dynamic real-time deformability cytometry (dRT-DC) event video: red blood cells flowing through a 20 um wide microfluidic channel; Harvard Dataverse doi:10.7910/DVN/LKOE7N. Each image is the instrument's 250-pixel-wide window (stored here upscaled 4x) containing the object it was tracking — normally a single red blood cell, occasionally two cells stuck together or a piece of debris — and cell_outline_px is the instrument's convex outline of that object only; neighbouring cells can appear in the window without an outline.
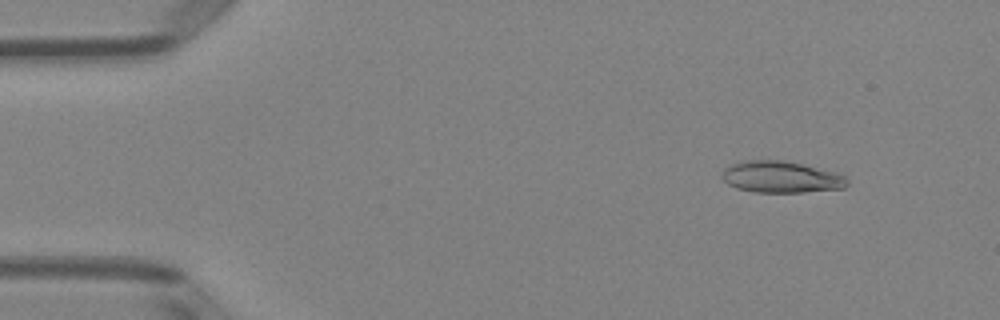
{"species": "Egyptian fruit bat (a non-hibernating species)", "species_latin": "Rousettus aegyptiacus", "temperature_condition": "room temperature", "stored_images_in_passage": 48, "camera_frame_rate_fps": 3000, "um_per_image_px": 0.085, "animal": {"sex": "female"}, "frame": {"image": 1, "passage_image": 3, "time_ms": 0.667, "image_size_px": [1000, 320], "cell_outline_px": [[848, 184], [844, 188], [804, 192], [752, 192], [736, 188], [728, 184], [724, 180], [724, 168], [732, 164], [748, 160], [784, 160], [804, 164], [836, 172], [844, 176], [848, 180]], "centroid_in_image_um": [66.42, 15.04], "position_along_channel_um": 18.6, "area_um2": 23.0}}
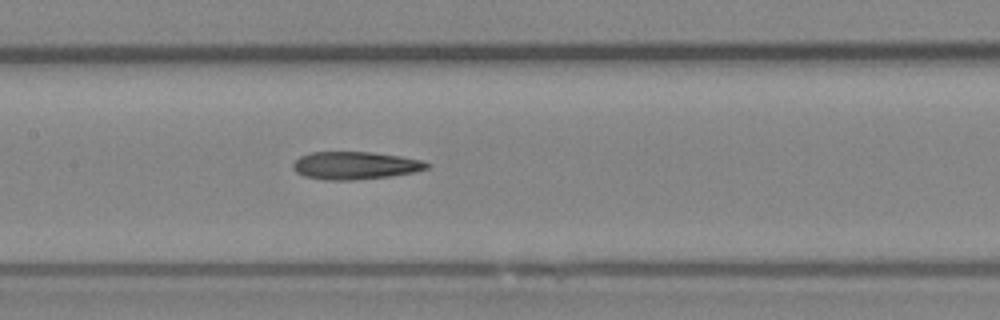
{"frame": {"image": 2, "passage_image": 22, "time_ms": 7.0, "image_size_px": [1000, 320], "cell_outline_px": [[432, 164], [428, 168], [412, 172], [388, 176], [352, 180], [324, 180], [304, 176], [296, 172], [292, 168], [292, 164], [300, 156], [312, 152], [372, 152], [400, 156], [424, 160]], "centroid_in_image_um": [30.18, 14.06], "position_along_channel_um": 177.2, "area_um2": 21.62}}
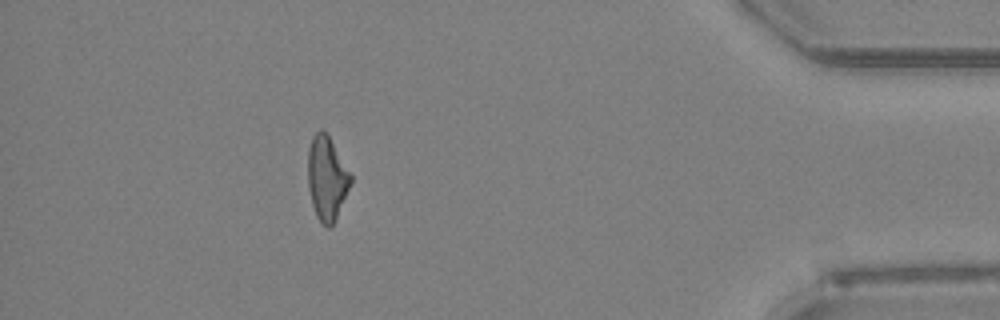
{"frame": {"image": 3, "passage_image": 43, "time_ms": 14.0, "image_size_px": [1000, 320], "cell_outline_px": [[352, 180], [336, 220], [328, 228], [316, 216], [312, 204], [308, 188], [308, 148], [312, 136], [320, 128], [328, 132], [352, 176]], "centroid_in_image_um": [27.78, 15.09], "position_along_channel_um": 407.4, "area_um2": 21.1}, "authors_computed_cell_mechanics": {"area_um2": 21.6172, "velocity_mm_per_s": 3.9935, "shape_relaxation_time_tau1_ms": null, "shape_relaxation_time_tau2_ms": 2.2205, "deformation_change_tau1": null, "deformation_change_tau2": 0.1333}}